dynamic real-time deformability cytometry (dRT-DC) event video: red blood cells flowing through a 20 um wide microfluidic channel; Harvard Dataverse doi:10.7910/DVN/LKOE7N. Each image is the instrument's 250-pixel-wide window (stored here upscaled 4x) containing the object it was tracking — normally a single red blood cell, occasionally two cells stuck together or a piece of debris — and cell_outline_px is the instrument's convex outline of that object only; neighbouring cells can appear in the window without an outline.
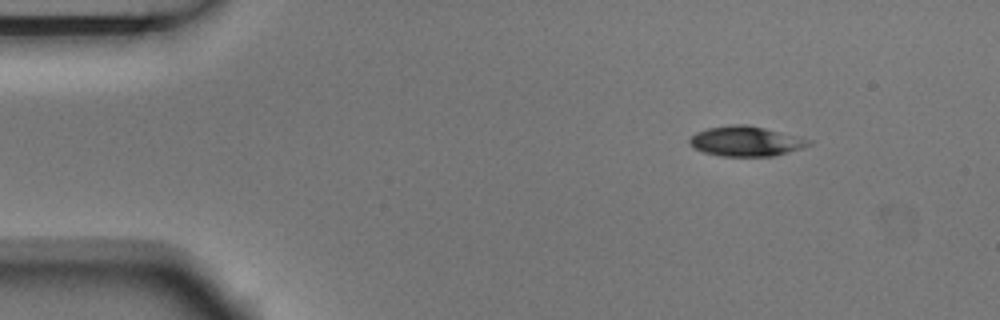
{"species": "Egyptian fruit bat (a non-hibernating species)", "species_latin": "Rousettus aegyptiacus", "temperature_condition": "room temperature", "stored_images_in_passage": 5, "camera_frame_rate_fps": 3000, "um_per_image_px": 0.085, "animal": {"sex": "male"}, "frame": {"image": 1, "passage_image": 1, "time_ms": 0.0, "image_size_px": [1000, 320], "cell_outline_px": [[812, 144], [788, 152], [772, 156], [720, 156], [704, 152], [692, 148], [688, 144], [688, 140], [696, 132], [708, 128], [732, 124], [748, 124], [812, 140]], "centroid_in_image_um": [63.35, 12.0], "position_along_channel_um": 21.7, "area_um2": 20.75}}
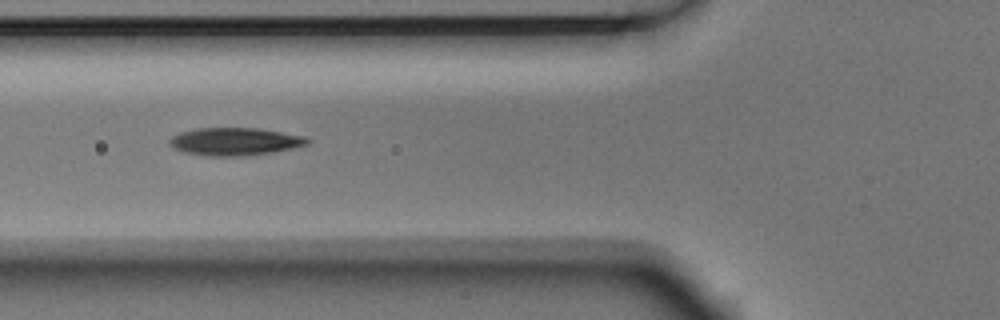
{"frame": {"image": 2, "passage_image": 4, "time_ms": 1.0, "image_size_px": [1000, 320], "cell_outline_px": [[312, 140], [308, 144], [292, 148], [272, 152], [240, 156], [208, 156], [184, 152], [168, 144], [168, 140], [172, 136], [180, 132], [196, 128], [256, 128], [304, 136]], "centroid_in_image_um": [19.94, 12.03], "position_along_channel_um": 105.9, "area_um2": 22.14}}
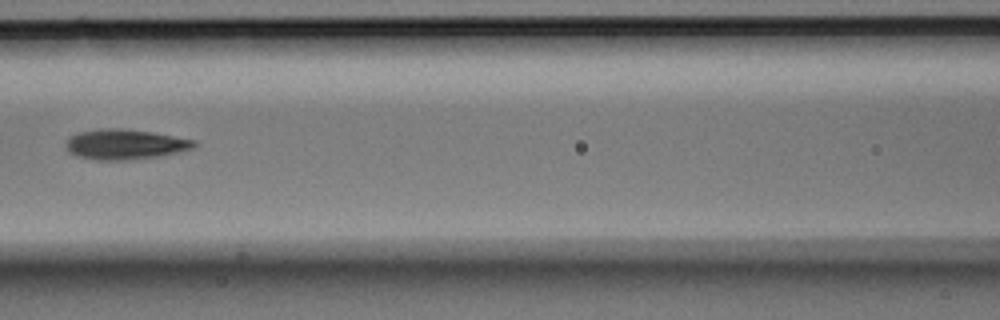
{"frame": {"image": 3, "passage_image": 5, "time_ms": 1.333, "image_size_px": [1000, 320], "cell_outline_px": [[196, 144], [192, 148], [160, 156], [124, 160], [96, 160], [76, 156], [68, 152], [64, 144], [68, 136], [80, 132], [100, 128], [120, 128], [152, 132], [196, 140]], "centroid_in_image_um": [10.56, 12.26], "position_along_channel_um": 156.0, "area_um2": 22.6}}